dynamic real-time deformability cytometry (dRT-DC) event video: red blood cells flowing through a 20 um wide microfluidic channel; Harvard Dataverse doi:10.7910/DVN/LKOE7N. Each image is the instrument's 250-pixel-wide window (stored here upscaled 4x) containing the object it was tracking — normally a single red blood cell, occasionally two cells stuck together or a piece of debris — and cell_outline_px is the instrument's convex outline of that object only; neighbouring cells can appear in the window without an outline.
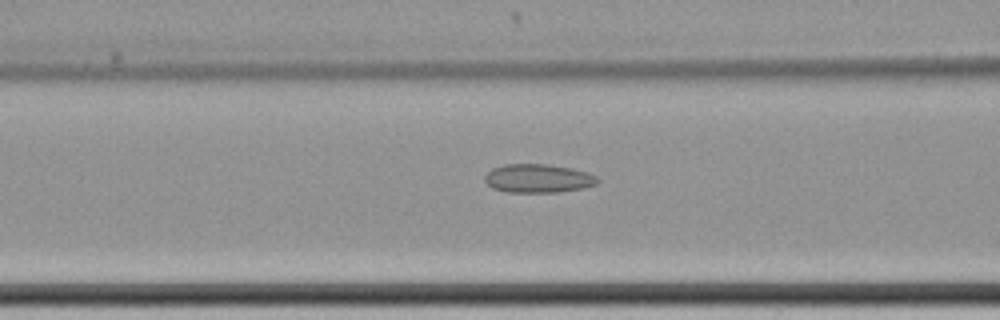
{"species": "common noctule bat (a hibernating species)", "species_latin": "Nyctalus noctula", "temperature_condition": "cold", "stored_images_in_passage": 40, "camera_frame_rate_fps": 3000, "um_per_image_px": 0.085, "animal": {"sex": "female", "body_mass_g": 22.7, "forearm_length_mm": 54.2}, "frame": {"image": 1, "passage_image": 13, "time_ms": 4.0, "image_size_px": [1000, 320], "cell_outline_px": [[600, 180], [596, 184], [584, 188], [556, 192], [508, 192], [492, 188], [484, 180], [484, 176], [492, 168], [504, 164], [548, 164], [572, 168], [588, 172], [596, 176]], "centroid_in_image_um": [45.75, 15.16], "position_along_channel_um": 120.9, "area_um2": 18.9}}
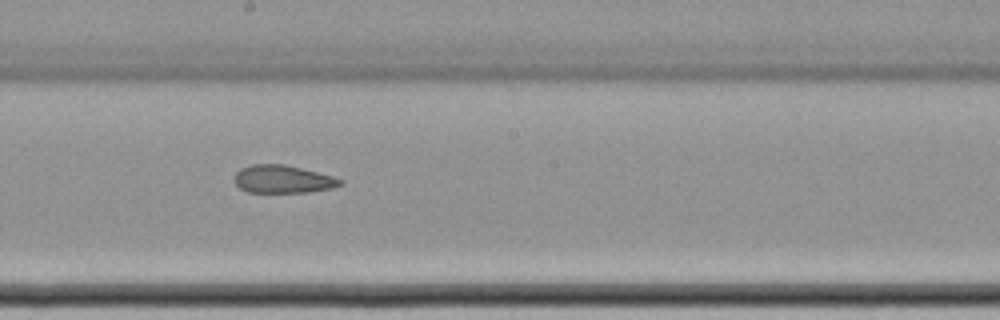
{"frame": {"image": 2, "passage_image": 22, "time_ms": 7.0, "image_size_px": [1000, 320], "cell_outline_px": [[344, 184], [332, 188], [308, 192], [248, 192], [240, 188], [232, 180], [236, 172], [240, 168], [252, 164], [284, 164], [332, 176], [344, 180]], "centroid_in_image_um": [24.02, 15.23], "position_along_channel_um": 224.2, "area_um2": 17.22}}
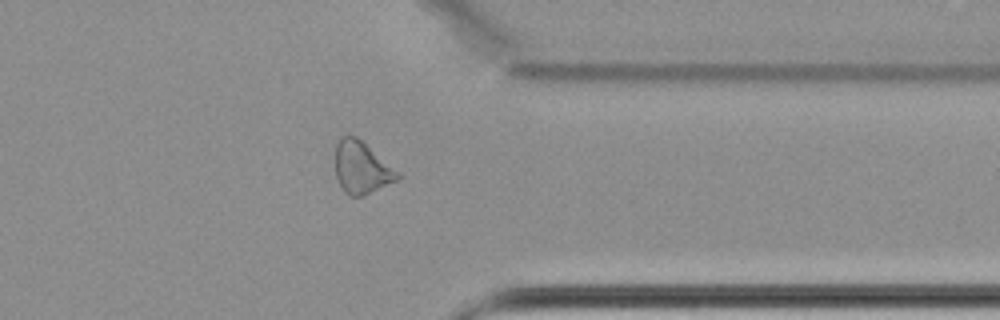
{"frame": {"image": 3, "passage_image": 36, "time_ms": 11.667, "image_size_px": [1000, 320], "cell_outline_px": [[400, 176], [396, 180], [360, 196], [348, 196], [344, 192], [336, 176], [336, 144], [340, 136], [356, 136], [400, 172]], "centroid_in_image_um": [30.72, 14.23], "position_along_channel_um": 380.7, "area_um2": 18.55}}